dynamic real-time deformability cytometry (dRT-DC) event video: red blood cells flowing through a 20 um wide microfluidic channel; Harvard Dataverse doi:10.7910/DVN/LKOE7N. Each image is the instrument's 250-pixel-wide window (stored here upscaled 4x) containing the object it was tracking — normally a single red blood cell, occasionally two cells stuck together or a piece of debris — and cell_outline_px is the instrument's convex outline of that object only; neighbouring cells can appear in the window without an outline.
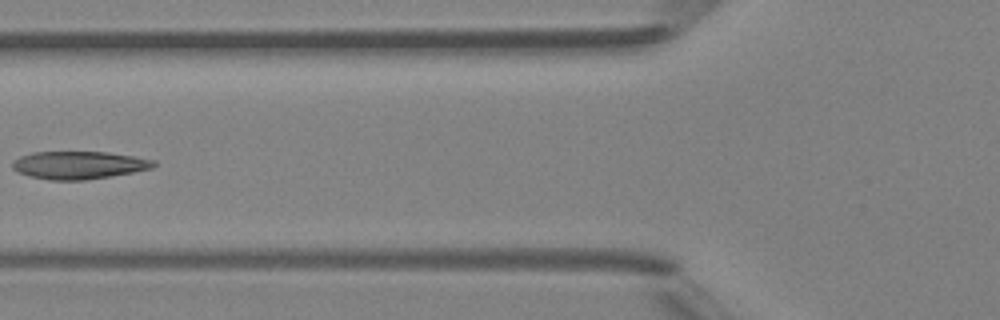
{"species": "Egyptian fruit bat (a non-hibernating species)", "species_latin": "Rousettus aegyptiacus", "temperature_condition": "room temperature", "stored_images_in_passage": 5, "camera_frame_rate_fps": 3000, "um_per_image_px": 0.085, "animal": {"sex": "female"}, "frame": {"image": 1, "passage_image": 5, "time_ms": 4.333, "image_size_px": [1000, 320], "cell_outline_px": [[156, 164], [152, 168], [132, 172], [84, 180], [48, 180], [28, 176], [16, 172], [12, 168], [12, 160], [20, 156], [32, 152], [108, 152], [156, 160]], "centroid_in_image_um": [6.64, 14.03], "position_along_channel_um": 119.2, "area_um2": 22.89}}